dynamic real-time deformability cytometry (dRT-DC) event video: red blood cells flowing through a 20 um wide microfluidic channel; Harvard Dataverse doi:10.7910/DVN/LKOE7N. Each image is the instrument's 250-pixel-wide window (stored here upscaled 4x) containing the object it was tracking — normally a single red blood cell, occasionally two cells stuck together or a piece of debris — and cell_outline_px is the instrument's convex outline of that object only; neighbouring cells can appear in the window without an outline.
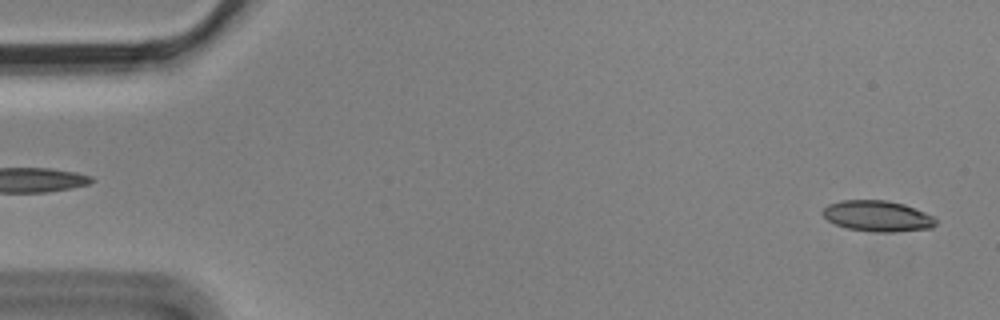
{"species": "Egyptian fruit bat (a non-hibernating species)", "species_latin": "Rousettus aegyptiacus", "temperature_condition": "cold", "stored_images_in_passage": 6, "segment_of_instrument_passage": [2, 2], "camera_frame_rate_fps": 3000, "um_per_image_px": 0.085, "animal": {"sex": "male"}, "frame": {"image": 1, "passage_image": 6, "time_ms": 1.667, "image_size_px": [1000, 320], "cell_outline_px": [[936, 224], [932, 228], [892, 232], [876, 232], [848, 228], [836, 224], [828, 220], [820, 212], [828, 204], [840, 200], [888, 200], [904, 204], [924, 212], [932, 216], [936, 220]], "centroid_in_image_um": [74.57, 18.35], "position_along_channel_um": 10.4, "area_um2": 20.29}}